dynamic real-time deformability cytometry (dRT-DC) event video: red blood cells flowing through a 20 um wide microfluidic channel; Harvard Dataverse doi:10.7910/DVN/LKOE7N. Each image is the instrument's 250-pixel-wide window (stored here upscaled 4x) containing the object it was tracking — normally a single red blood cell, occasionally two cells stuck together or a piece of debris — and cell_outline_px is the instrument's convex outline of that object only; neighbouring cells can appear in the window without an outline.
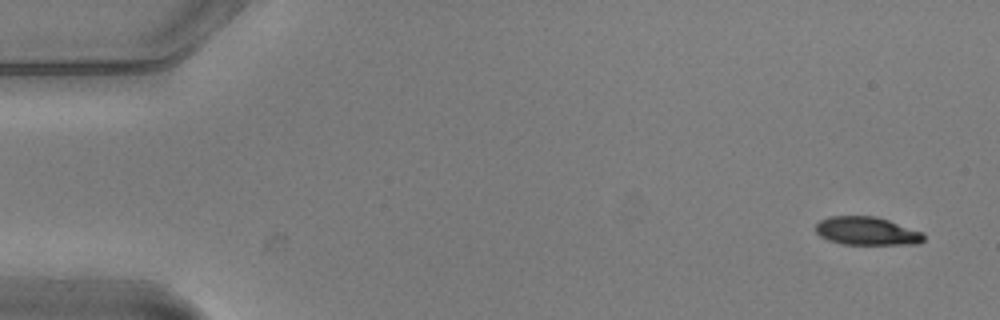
{"species": "common noctule bat (a hibernating species)", "species_latin": "Nyctalus noctula", "temperature_condition": "warm", "stored_images_in_passage": 4, "camera_frame_rate_fps": 3000, "um_per_image_px": 0.085, "animal": {"sex": "male", "body_mass_g": 20.5, "forearm_length_mm": 52.5}, "frame": {"image": 1, "passage_image": 1, "time_ms": 0.0, "image_size_px": [1000, 320], "cell_outline_px": [[924, 240], [920, 244], [844, 244], [828, 240], [820, 236], [816, 232], [816, 224], [820, 220], [828, 216], [876, 216], [924, 232]], "centroid_in_image_um": [73.69, 19.63], "position_along_channel_um": 11.3, "area_um2": 17.86}}
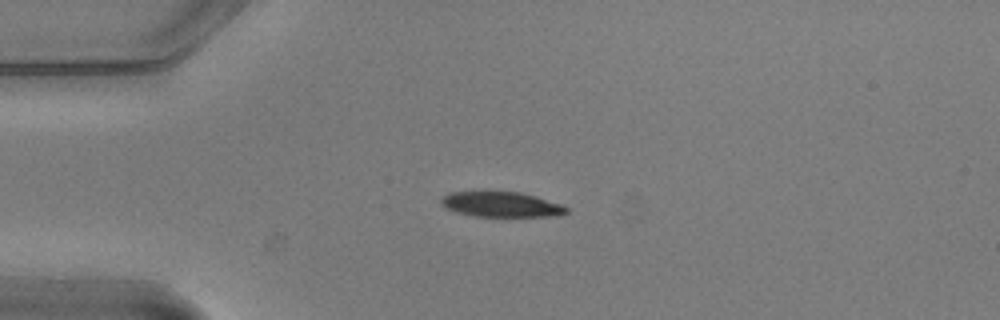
{"frame": {"image": 2, "passage_image": 4, "time_ms": 1.0, "image_size_px": [1000, 320], "cell_outline_px": [[568, 212], [560, 216], [472, 216], [456, 212], [440, 204], [440, 200], [448, 192], [488, 188], [520, 192], [536, 196], [564, 204], [568, 208]], "centroid_in_image_um": [42.58, 17.32], "position_along_channel_um": 42.4, "area_um2": 19.48}}